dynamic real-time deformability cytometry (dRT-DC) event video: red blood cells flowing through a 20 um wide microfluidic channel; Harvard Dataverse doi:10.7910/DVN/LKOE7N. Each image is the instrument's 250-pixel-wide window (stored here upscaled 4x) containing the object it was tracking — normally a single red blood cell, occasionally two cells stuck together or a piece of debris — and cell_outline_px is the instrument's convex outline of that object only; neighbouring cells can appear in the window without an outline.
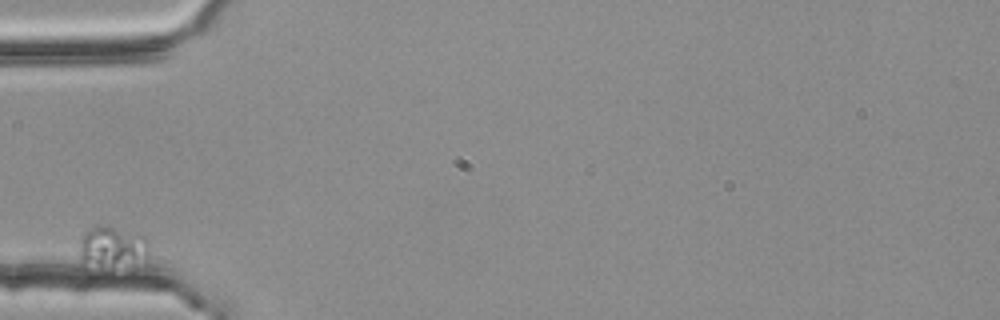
{"species": "common noctule bat (a hibernating species)", "species_latin": "Nyctalus noctula", "temperature_condition": "room temperature", "stored_images_in_passage": 3, "camera_frame_rate_fps": 3000, "um_per_image_px": 0.085, "animal": {"sex": "female", "body_mass_g": 25.1}, "frame": {"image": 1, "passage_image": 1, "time_ms": 0.0, "image_size_px": [1000, 320], "cell_outline_px": [[148, 260], [80, 264], [76, 260], [80, 240], [84, 232], [92, 224], [100, 224], [136, 232], [144, 236], [148, 240]], "centroid_in_image_um": [9.46, 20.87], "position_along_channel_um": 75.5, "area_um2": 16.42}}